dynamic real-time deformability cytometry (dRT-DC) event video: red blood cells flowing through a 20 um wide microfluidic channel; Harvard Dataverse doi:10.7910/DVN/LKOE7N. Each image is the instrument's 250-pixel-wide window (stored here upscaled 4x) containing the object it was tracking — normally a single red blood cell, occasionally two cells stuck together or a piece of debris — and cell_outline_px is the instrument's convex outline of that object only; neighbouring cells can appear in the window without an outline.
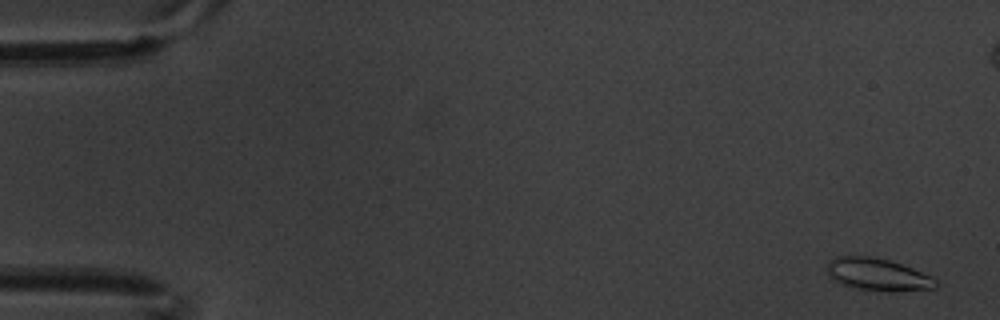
{"species": "common noctule bat (a hibernating species)", "species_latin": "Nyctalus noctula", "temperature_condition": "warm", "stored_images_in_passage": 7, "camera_frame_rate_fps": 3000, "um_per_image_px": 0.085, "animal": {"sex": "male", "body_mass_g": 20.1, "forearm_length_mm": 53.5}, "frame": {"image": 1, "passage_image": 1, "time_ms": 0.0, "image_size_px": [1000, 320], "cell_outline_px": [[940, 284], [936, 288], [856, 288], [840, 284], [832, 280], [828, 276], [828, 264], [836, 256], [872, 256], [888, 260], [912, 268], [932, 276]], "centroid_in_image_um": [74.54, 23.27], "position_along_channel_um": 10.5, "area_um2": 19.42}}
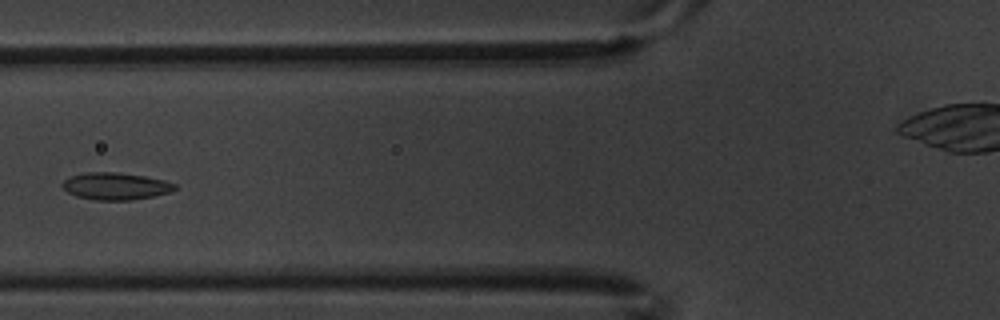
{"frame": {"image": 2, "passage_image": 7, "time_ms": 2.0, "image_size_px": [1000, 320], "cell_outline_px": [[176, 188], [172, 192], [132, 200], [96, 200], [76, 196], [68, 192], [60, 184], [64, 180], [72, 176], [84, 172], [116, 172], [144, 176], [164, 180], [176, 184]], "centroid_in_image_um": [9.83, 15.82], "position_along_channel_um": 116.0, "area_um2": 17.74}}